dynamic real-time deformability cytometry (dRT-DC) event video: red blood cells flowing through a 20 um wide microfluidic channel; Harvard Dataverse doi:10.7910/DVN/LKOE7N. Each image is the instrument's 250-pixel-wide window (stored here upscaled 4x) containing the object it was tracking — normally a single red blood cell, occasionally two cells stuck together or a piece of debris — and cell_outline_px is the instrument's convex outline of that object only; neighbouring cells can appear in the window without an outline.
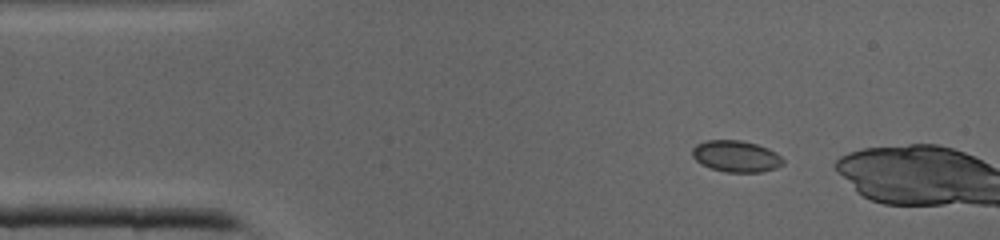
{"species": "common noctule bat (a hibernating species)", "species_latin": "Nyctalus noctula", "temperature_condition": "cold", "stored_images_in_passage": 7, "camera_frame_rate_fps": 3000, "um_per_image_px": 0.085, "animal": {"sex": "male", "body_mass_g": 19.0, "forearm_length_mm": 50.8}, "frame": {"image": 1, "passage_image": 4, "time_ms": 1.0, "image_size_px": [1000, 240], "cell_outline_px": [[784, 164], [776, 168], [760, 172], [728, 172], [712, 168], [696, 160], [692, 156], [692, 148], [696, 144], [708, 140], [740, 140], [756, 144], [768, 148], [776, 152], [784, 160]], "centroid_in_image_um": [62.59, 13.27], "position_along_channel_um": 22.4, "area_um2": 16.53}}